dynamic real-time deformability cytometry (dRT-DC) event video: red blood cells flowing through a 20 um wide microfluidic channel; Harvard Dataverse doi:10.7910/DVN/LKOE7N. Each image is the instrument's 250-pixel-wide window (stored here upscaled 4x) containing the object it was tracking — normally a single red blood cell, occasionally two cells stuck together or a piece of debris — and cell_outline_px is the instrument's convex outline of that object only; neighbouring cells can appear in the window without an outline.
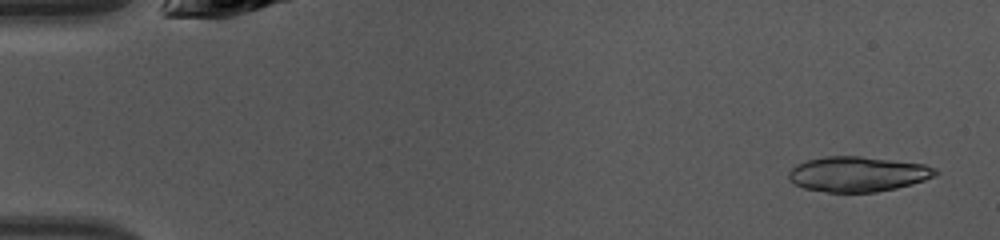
{"species": "common noctule bat (a hibernating species)", "species_latin": "Nyctalus noctula", "temperature_condition": "warm", "stored_images_in_passage": 45, "camera_frame_rate_fps": 3000, "um_per_image_px": 0.085, "animal": {"sex": "female", "body_mass_g": 10.0, "forearm_length_mm": 53.1}, "frame": {"image": 1, "passage_image": 2, "time_ms": 0.333, "image_size_px": [1000, 240], "cell_outline_px": [[940, 172], [936, 176], [912, 184], [896, 188], [876, 192], [828, 192], [804, 188], [788, 180], [788, 172], [796, 164], [808, 160], [824, 156], [860, 156], [924, 164], [936, 168]], "centroid_in_image_um": [72.92, 14.79], "position_along_channel_um": 12.1, "area_um2": 30.11}}
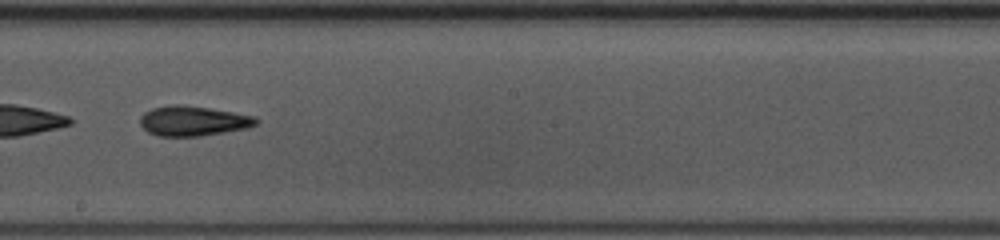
{"frame": {"image": 2, "passage_image": 26, "time_ms": 8.333, "image_size_px": [1000, 240], "cell_outline_px": [[260, 120], [256, 124], [248, 128], [200, 136], [156, 136], [148, 132], [140, 124], [140, 116], [144, 112], [152, 108], [172, 104], [180, 104], [208, 108], [256, 116]], "centroid_in_image_um": [16.4, 10.28], "position_along_channel_um": 231.8, "area_um2": 20.29}}
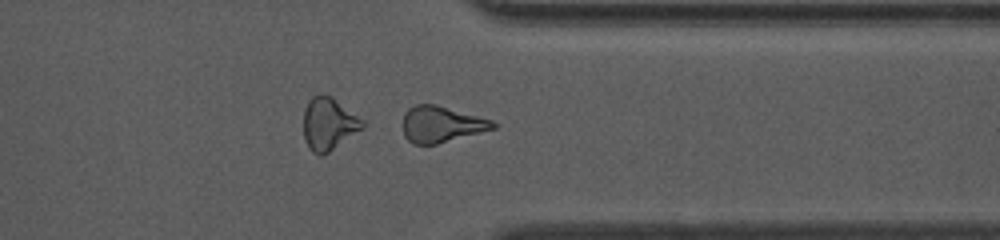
{"frame": {"image": 3, "passage_image": 36, "time_ms": 11.667, "image_size_px": [1000, 240], "cell_outline_px": [[496, 128], [436, 144], [412, 144], [404, 136], [404, 112], [408, 108], [416, 104], [436, 104], [492, 120], [496, 124]], "centroid_in_image_um": [37.5, 10.56], "position_along_channel_um": 373.9, "area_um2": 18.84}, "authors_computed_cell_mechanics": {"area_um2": 20.519, "velocity_mm_per_s": 4.3041, "shape_relaxation_time_tau1_ms": 3.188, "shape_relaxation_time_tau2_ms": 2.6603, "deformation_change_tau1": 0.1324, "deformation_change_tau2": 0.1185}}